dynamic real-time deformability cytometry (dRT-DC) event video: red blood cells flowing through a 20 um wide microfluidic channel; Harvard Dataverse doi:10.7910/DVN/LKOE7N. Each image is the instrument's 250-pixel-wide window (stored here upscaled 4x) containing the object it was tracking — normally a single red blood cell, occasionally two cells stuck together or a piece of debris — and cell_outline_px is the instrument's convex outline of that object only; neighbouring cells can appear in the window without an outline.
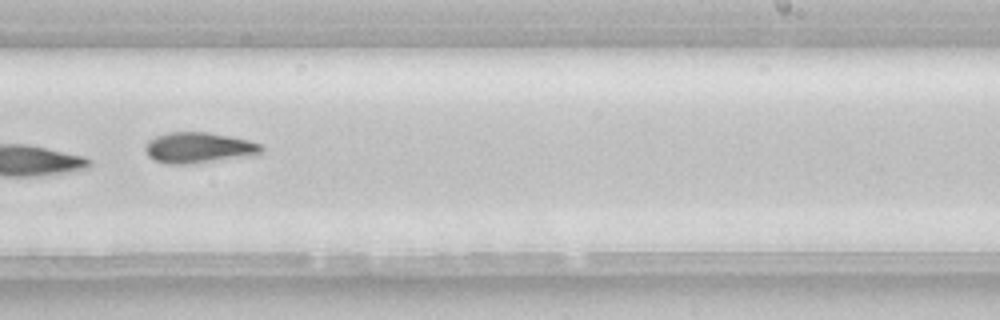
{"species": "common noctule bat (a hibernating species)", "species_latin": "Nyctalus noctula", "temperature_condition": "room temperature", "stored_images_in_passage": 10, "camera_frame_rate_fps": 3000, "um_per_image_px": 0.085, "animal": {"sex": "female", "body_mass_g": 22.7, "forearm_length_mm": 54.2}, "frame": {"image": 1, "passage_image": 9, "time_ms": 10.667, "image_size_px": [1000, 320], "cell_outline_px": [[264, 148], [256, 156], [192, 164], [164, 164], [148, 156], [144, 148], [148, 140], [156, 136], [168, 132], [208, 132], [232, 136], [248, 140], [260, 144]], "centroid_in_image_um": [16.92, 12.57], "position_along_channel_um": 272.1, "area_um2": 21.21}}